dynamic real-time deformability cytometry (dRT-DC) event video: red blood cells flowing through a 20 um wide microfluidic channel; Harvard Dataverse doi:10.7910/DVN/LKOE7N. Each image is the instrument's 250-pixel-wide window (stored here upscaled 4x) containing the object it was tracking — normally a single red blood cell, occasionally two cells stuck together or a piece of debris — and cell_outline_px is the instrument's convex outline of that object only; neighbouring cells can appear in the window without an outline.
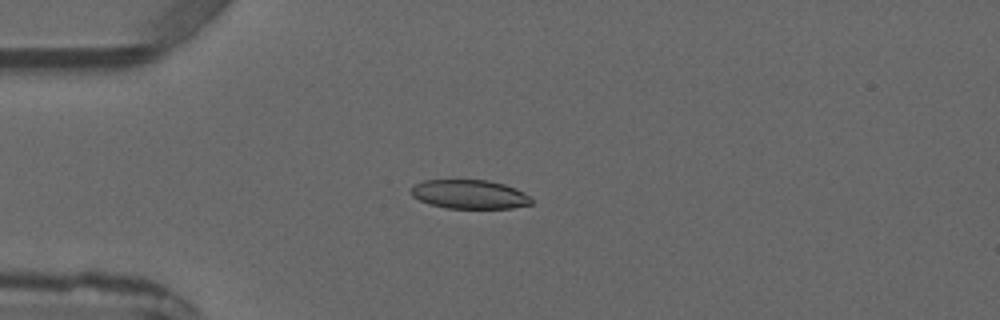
{"species": "common noctule bat (a hibernating species)", "species_latin": "Nyctalus noctula", "temperature_condition": "warm", "stored_images_in_passage": 2, "camera_frame_rate_fps": 3000, "um_per_image_px": 0.085, "animal": {"sex": "male", "forearm_length_mm": 52.5}, "frame": {"image": 1, "passage_image": 2, "time_ms": 1.0, "image_size_px": [1000, 320], "cell_outline_px": [[532, 204], [512, 208], [448, 208], [428, 204], [412, 196], [412, 188], [416, 184], [424, 180], [488, 180], [504, 184], [516, 188], [524, 192], [532, 200]], "centroid_in_image_um": [39.93, 16.52], "position_along_channel_um": 45.1, "area_um2": 20.23}}